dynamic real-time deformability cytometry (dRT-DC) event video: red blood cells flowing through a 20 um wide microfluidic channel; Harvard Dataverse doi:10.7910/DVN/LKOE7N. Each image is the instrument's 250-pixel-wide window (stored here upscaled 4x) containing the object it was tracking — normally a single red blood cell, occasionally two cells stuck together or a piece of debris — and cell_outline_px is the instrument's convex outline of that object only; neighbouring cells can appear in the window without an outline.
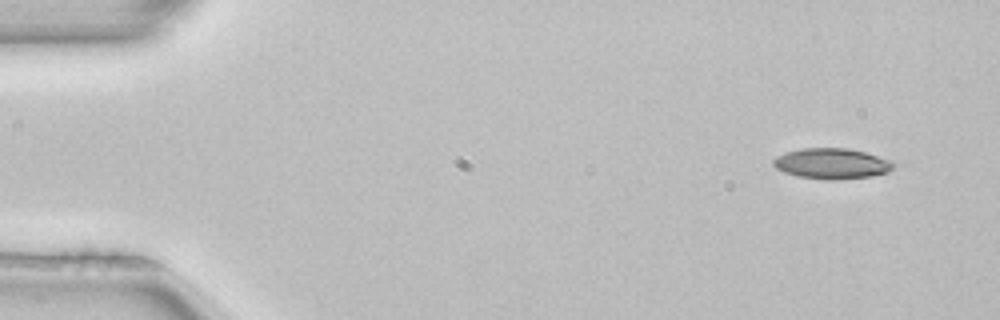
{"species": "common noctule bat (a hibernating species)", "species_latin": "Nyctalus noctula", "temperature_condition": "room temperature", "stored_images_in_passage": 3, "camera_frame_rate_fps": 3000, "um_per_image_px": 0.085, "animal": {"sex": "female", "body_mass_g": 22.7, "forearm_length_mm": 54.2}, "frame": {"image": 1, "passage_image": 1, "time_ms": 0.0, "image_size_px": [1000, 320], "cell_outline_px": [[892, 168], [888, 172], [872, 176], [836, 180], [828, 180], [796, 176], [784, 172], [776, 168], [772, 164], [772, 160], [776, 156], [788, 152], [804, 148], [848, 148], [864, 152], [892, 160]], "centroid_in_image_um": [70.68, 13.91], "position_along_channel_um": 14.3, "area_um2": 21.39}}